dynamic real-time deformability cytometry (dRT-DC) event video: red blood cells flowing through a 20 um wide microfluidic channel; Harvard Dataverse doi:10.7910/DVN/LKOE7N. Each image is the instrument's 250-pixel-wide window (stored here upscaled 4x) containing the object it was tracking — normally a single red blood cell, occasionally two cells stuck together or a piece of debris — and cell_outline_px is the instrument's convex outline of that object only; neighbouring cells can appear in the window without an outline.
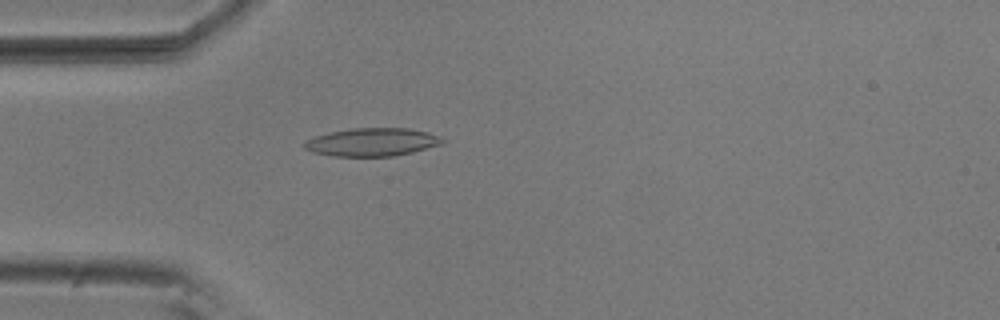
{"species": "common noctule bat (a hibernating species)", "species_latin": "Nyctalus noctula", "temperature_condition": "room temperature", "stored_images_in_passage": 5, "camera_frame_rate_fps": 3000, "um_per_image_px": 0.085, "animal": {"sex": "male", "body_mass_g": 20.5, "forearm_length_mm": 52.5}, "frame": {"image": 1, "passage_image": 5, "time_ms": 1.333, "image_size_px": [1000, 320], "cell_outline_px": [[448, 140], [444, 144], [412, 152], [392, 156], [332, 156], [312, 152], [304, 148], [300, 144], [304, 140], [312, 136], [328, 132], [352, 128], [408, 128], [428, 132], [440, 136]], "centroid_in_image_um": [31.6, 12.07], "position_along_channel_um": 53.4, "area_um2": 23.06}}